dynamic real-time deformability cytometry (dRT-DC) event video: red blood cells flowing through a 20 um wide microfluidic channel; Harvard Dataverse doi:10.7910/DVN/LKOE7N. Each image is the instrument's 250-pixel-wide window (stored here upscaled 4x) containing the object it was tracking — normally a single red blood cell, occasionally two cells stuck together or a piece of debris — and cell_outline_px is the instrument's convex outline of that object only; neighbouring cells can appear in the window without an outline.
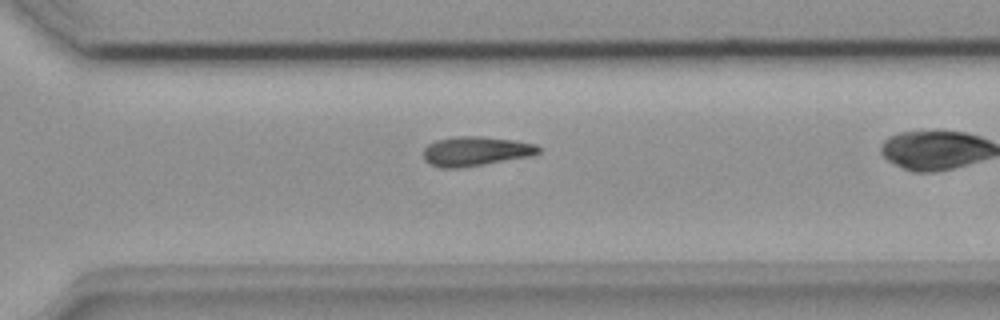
{"species": "common noctule bat (a hibernating species)", "species_latin": "Nyctalus noctula", "temperature_condition": "room temperature", "stored_images_in_passage": 25, "camera_frame_rate_fps": 3000, "um_per_image_px": 0.085, "animal": {"sex": "female", "body_mass_g": 18.4}, "frame": {"image": 1, "passage_image": 22, "time_ms": 7.0, "image_size_px": [1000, 320], "cell_outline_px": [[540, 152], [532, 156], [460, 168], [440, 168], [428, 164], [424, 160], [424, 148], [428, 144], [436, 140], [456, 136], [484, 136], [516, 140], [536, 144], [540, 148]], "centroid_in_image_um": [40.43, 12.85], "position_along_channel_um": 330.2, "area_um2": 20.0}}